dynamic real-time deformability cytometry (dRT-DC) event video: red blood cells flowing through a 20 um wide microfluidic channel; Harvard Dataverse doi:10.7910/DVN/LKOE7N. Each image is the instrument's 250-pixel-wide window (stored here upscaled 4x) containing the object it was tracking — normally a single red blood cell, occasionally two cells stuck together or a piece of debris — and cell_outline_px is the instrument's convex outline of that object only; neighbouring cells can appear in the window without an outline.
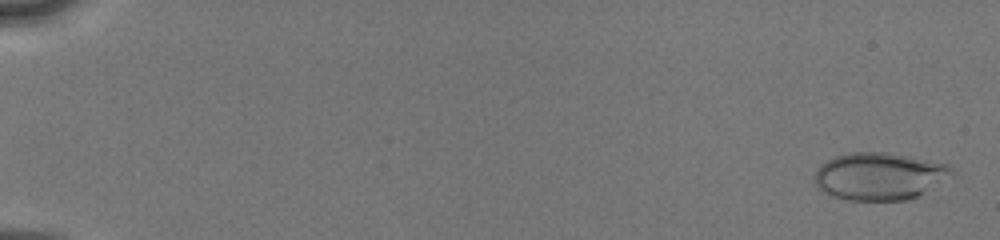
{"species": "human", "species_latin": "Homo sapiens", "temperature_condition": "cold", "stored_images_in_passage": 11, "camera_frame_rate_fps": 3000, "um_per_image_px": 0.085, "donor": {"sex": "male"}, "frame": {"image": 1, "passage_image": 1, "time_ms": 0.0, "image_size_px": [1000, 240], "cell_outline_px": [[956, 176], [920, 196], [908, 200], [848, 200], [832, 196], [816, 188], [812, 180], [820, 164], [836, 156], [848, 152], [888, 152], [948, 164], [956, 172]], "centroid_in_image_um": [74.8, 14.99], "position_along_channel_um": 10.2, "area_um2": 38.73}}
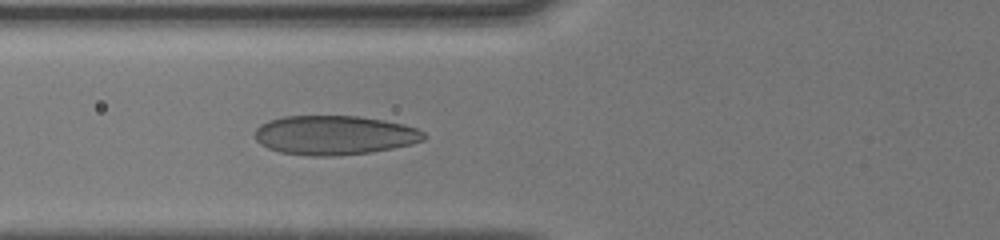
{"frame": {"image": 2, "passage_image": 11, "time_ms": 6.667, "image_size_px": [1000, 240], "cell_outline_px": [[428, 136], [424, 140], [412, 144], [372, 152], [336, 156], [308, 156], [280, 152], [268, 148], [260, 144], [256, 140], [256, 128], [260, 124], [268, 120], [284, 116], [360, 116], [384, 120], [404, 124], [416, 128], [424, 132]], "centroid_in_image_um": [28.44, 11.49], "position_along_channel_um": 97.4, "area_um2": 38.96}}